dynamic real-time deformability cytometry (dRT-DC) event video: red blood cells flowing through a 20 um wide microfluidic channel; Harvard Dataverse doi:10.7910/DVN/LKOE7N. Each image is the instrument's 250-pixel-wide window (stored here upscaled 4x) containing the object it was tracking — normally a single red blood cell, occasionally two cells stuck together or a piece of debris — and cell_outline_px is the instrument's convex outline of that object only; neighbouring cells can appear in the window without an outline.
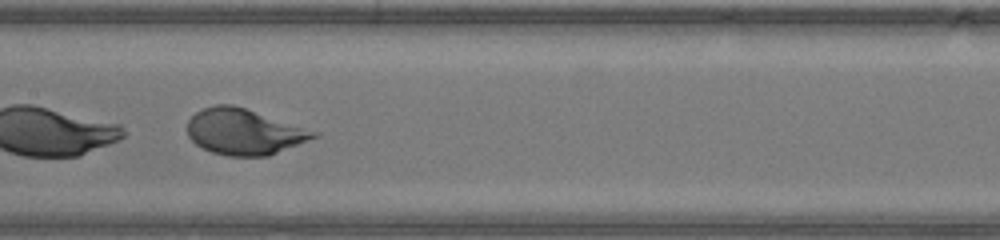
{"species": "human", "species_latin": "Homo sapiens", "temperature_condition": "warm", "stored_images_in_passage": 33, "camera_frame_rate_fps": 3000, "um_per_image_px": 0.085, "donor": {"sex": "male"}, "frame": {"image": 1, "passage_image": 22, "time_ms": 7.0, "image_size_px": [1000, 240], "cell_outline_px": [[320, 136], [268, 156], [228, 156], [212, 152], [196, 144], [188, 136], [188, 120], [196, 112], [204, 108], [216, 104], [232, 104], [320, 132]], "centroid_in_image_um": [20.77, 11.2], "position_along_channel_um": 186.6, "area_um2": 33.64}}
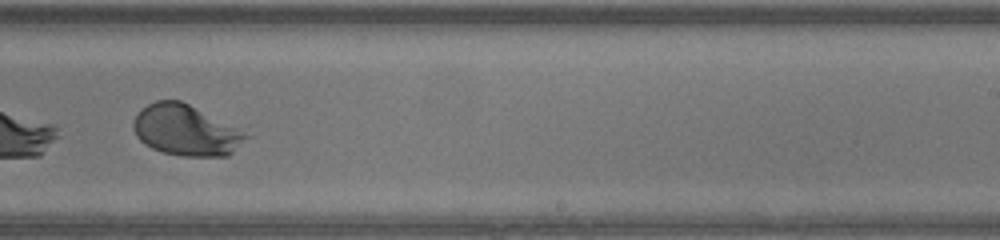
{"frame": {"image": 2, "passage_image": 28, "time_ms": 9.0, "image_size_px": [1000, 240], "cell_outline_px": [[252, 136], [228, 156], [180, 156], [164, 152], [152, 148], [144, 144], [136, 136], [132, 128], [132, 120], [136, 112], [140, 108], [156, 100], [180, 100]], "centroid_in_image_um": [15.74, 11.08], "position_along_channel_um": 273.3, "area_um2": 33.29}}